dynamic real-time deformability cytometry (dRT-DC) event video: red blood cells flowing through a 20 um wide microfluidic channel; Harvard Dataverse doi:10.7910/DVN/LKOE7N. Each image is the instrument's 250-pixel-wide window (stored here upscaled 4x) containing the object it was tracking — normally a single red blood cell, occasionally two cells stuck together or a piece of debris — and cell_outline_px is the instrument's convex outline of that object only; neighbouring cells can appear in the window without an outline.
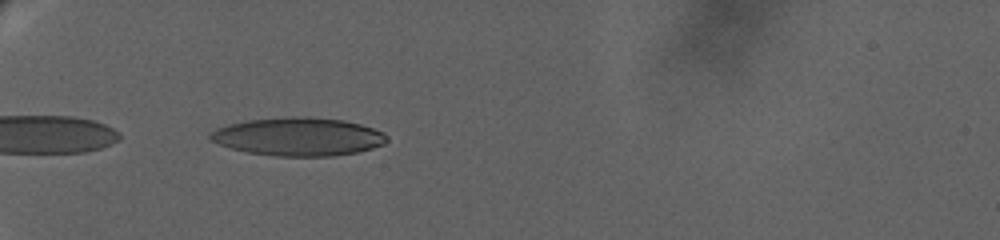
{"species": "human", "species_latin": "Homo sapiens", "temperature_condition": "warm", "stored_images_in_passage": 4, "camera_frame_rate_fps": 3000, "um_per_image_px": 0.085, "donor": {"sex": "female"}, "frame": {"image": 1, "passage_image": 3, "time_ms": 0.333, "image_size_px": [1000, 240], "cell_outline_px": [[388, 140], [384, 144], [372, 148], [356, 152], [332, 156], [276, 156], [248, 152], [232, 148], [208, 140], [208, 132], [216, 128], [228, 124], [248, 120], [292, 116], [308, 116], [344, 120], [360, 124], [384, 132], [388, 136]], "centroid_in_image_um": [25.34, 11.61], "position_along_channel_um": 59.7, "area_um2": 39.54}}